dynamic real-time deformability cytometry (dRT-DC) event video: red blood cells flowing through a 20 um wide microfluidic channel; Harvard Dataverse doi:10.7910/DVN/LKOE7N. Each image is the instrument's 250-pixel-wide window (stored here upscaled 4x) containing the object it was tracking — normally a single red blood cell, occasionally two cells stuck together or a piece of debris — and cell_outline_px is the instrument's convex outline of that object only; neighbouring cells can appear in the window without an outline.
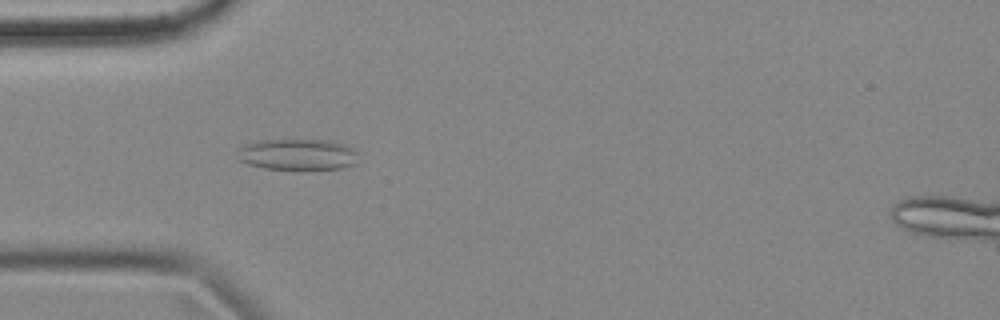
{"species": "common noctule bat (a hibernating species)", "species_latin": "Nyctalus noctula", "temperature_condition": "cold", "stored_images_in_passage": 49, "camera_frame_rate_fps": 3000, "um_per_image_px": 0.085, "animal": {"sex": "female", "body_mass_g": 18.4}, "frame": {"image": 1, "passage_image": 15, "time_ms": 4.667, "image_size_px": [1000, 320], "cell_outline_px": [[356, 164], [340, 168], [264, 168], [248, 164], [236, 160], [240, 148], [248, 144], [260, 140], [328, 140], [340, 144], [356, 152]], "centroid_in_image_um": [25.24, 13.12], "position_along_channel_um": 59.8, "area_um2": 21.27}}
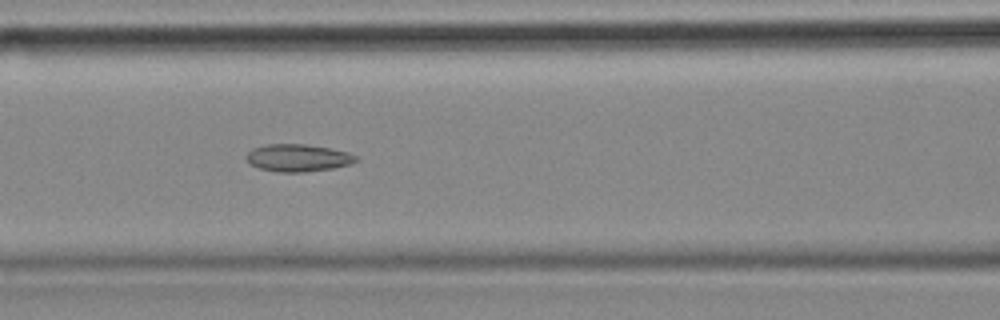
{"frame": {"image": 2, "passage_image": 22, "time_ms": 7.0, "image_size_px": [1000, 320], "cell_outline_px": [[360, 160], [348, 164], [332, 168], [304, 172], [276, 172], [260, 168], [248, 164], [244, 156], [252, 148], [264, 144], [304, 144], [328, 148], [348, 152], [356, 156]], "centroid_in_image_um": [25.26, 13.41], "position_along_channel_um": 141.3, "area_um2": 17.57}, "authors_computed_cell_mechanics": {"area_um2": 17.5712, "velocity_mm_per_s": 3.5781, "shape_relaxation_time_tau1_ms": null, "shape_relaxation_time_tau2_ms": 2.4594, "deformation_change_tau1": null, "deformation_change_tau2": 0.0874}}